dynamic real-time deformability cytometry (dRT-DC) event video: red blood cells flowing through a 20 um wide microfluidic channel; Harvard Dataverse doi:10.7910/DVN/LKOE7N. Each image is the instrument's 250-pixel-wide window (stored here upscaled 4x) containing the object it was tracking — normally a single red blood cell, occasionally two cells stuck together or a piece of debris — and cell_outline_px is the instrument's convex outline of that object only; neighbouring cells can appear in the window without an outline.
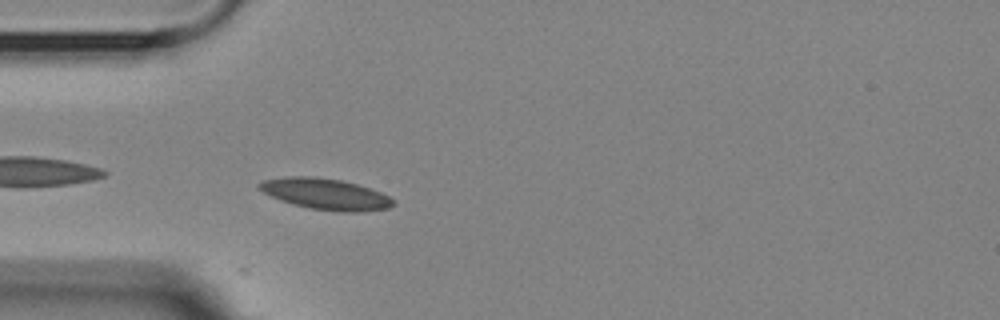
{"species": "Egyptian fruit bat (a non-hibernating species)", "species_latin": "Rousettus aegyptiacus", "temperature_condition": "room temperature", "stored_images_in_passage": 5, "camera_frame_rate_fps": 3000, "um_per_image_px": 0.085, "animal": {"sex": "female"}, "frame": {"image": 1, "passage_image": 5, "time_ms": 4.667, "image_size_px": [1000, 320], "cell_outline_px": [[396, 204], [388, 208], [360, 212], [336, 212], [312, 208], [292, 204], [280, 200], [256, 188], [256, 184], [264, 180], [288, 176], [312, 176], [340, 180], [356, 184], [380, 192], [396, 200]], "centroid_in_image_um": [27.67, 16.5], "position_along_channel_um": 57.3, "area_um2": 24.28}}